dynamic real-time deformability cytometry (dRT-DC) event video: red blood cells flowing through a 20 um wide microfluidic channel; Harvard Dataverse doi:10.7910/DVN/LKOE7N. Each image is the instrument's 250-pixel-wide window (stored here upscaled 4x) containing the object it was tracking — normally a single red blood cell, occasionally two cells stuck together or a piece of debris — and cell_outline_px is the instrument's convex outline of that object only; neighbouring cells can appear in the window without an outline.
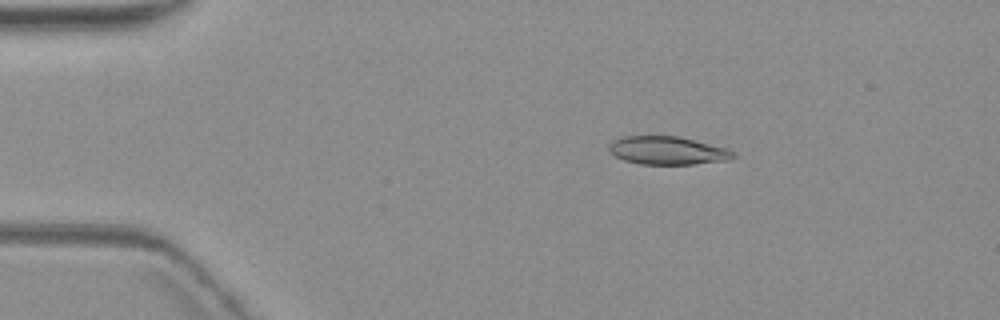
{"species": "common noctule bat (a hibernating species)", "species_latin": "Nyctalus noctula", "temperature_condition": "warm", "stored_images_in_passage": 5, "camera_frame_rate_fps": 3000, "um_per_image_px": 0.085, "animal": {"sex": "female", "body_mass_g": 19.3, "forearm_length_mm": 54.1}, "frame": {"image": 1, "passage_image": 3, "time_ms": 2.667, "image_size_px": [1000, 320], "cell_outline_px": [[736, 156], [728, 160], [696, 164], [640, 164], [624, 160], [608, 152], [608, 144], [612, 140], [624, 136], [680, 136], [728, 148], [736, 152]], "centroid_in_image_um": [56.75, 12.79], "position_along_channel_um": 28.3, "area_um2": 20.69}}